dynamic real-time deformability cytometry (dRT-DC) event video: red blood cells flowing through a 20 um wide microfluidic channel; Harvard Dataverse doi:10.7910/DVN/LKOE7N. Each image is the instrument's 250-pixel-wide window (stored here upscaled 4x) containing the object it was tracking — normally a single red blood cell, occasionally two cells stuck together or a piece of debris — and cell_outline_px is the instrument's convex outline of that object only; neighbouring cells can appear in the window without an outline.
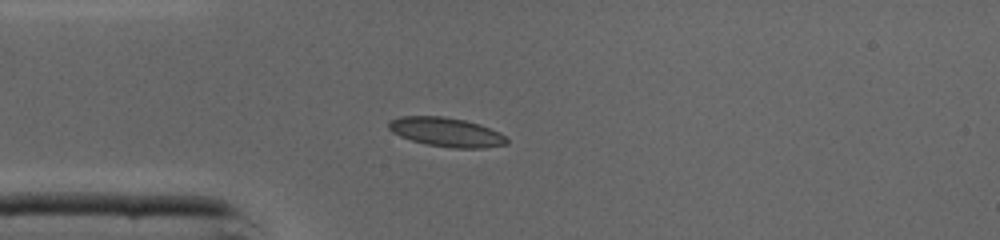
{"species": "common noctule bat (a hibernating species)", "species_latin": "Nyctalus noctula", "temperature_condition": "cold", "stored_images_in_passage": 35, "camera_frame_rate_fps": 3000, "um_per_image_px": 0.085, "animal": {"sex": "male", "body_mass_g": 19.0, "forearm_length_mm": 50.8}, "frame": {"image": 1, "passage_image": 1, "time_ms": 0.0, "image_size_px": [1000, 240], "cell_outline_px": [[508, 144], [484, 148], [452, 148], [424, 144], [400, 136], [392, 132], [388, 128], [388, 120], [400, 116], [444, 116], [464, 120], [480, 124], [500, 132], [508, 140]], "centroid_in_image_um": [37.92, 11.23], "position_along_channel_um": 47.1, "area_um2": 20.23}}
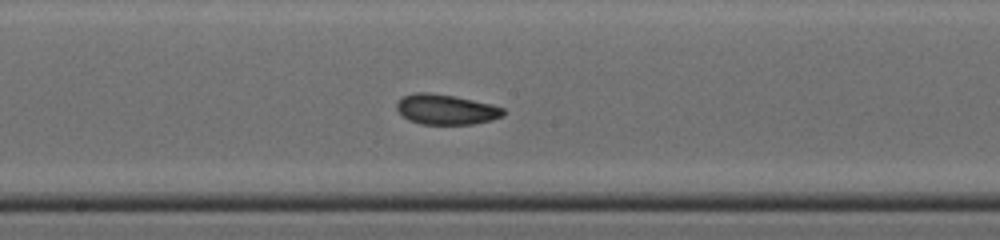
{"frame": {"image": 2, "passage_image": 13, "time_ms": 4.0, "image_size_px": [1000, 240], "cell_outline_px": [[504, 116], [492, 120], [472, 124], [420, 124], [408, 120], [396, 108], [396, 104], [404, 96], [416, 92], [428, 92], [452, 96], [492, 104], [504, 108]], "centroid_in_image_um": [37.93, 9.31], "position_along_channel_um": 210.3, "area_um2": 18.61}}
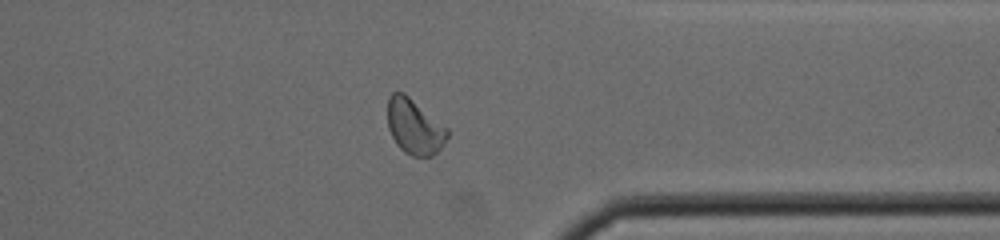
{"frame": {"image": 3, "passage_image": 25, "time_ms": 8.0, "image_size_px": [1000, 240], "cell_outline_px": [[448, 136], [444, 144], [432, 156], [412, 156], [404, 152], [396, 144], [388, 128], [388, 96], [392, 92], [404, 92], [448, 128]], "centroid_in_image_um": [35.22, 10.76], "position_along_channel_um": 376.2, "area_um2": 19.25}, "authors_computed_cell_mechanics": {"area_um2": 19.0162, "velocity_mm_per_s": 4.3329, "shape_relaxation_time_tau1_ms": 6.9572, "shape_relaxation_time_tau2_ms": 1.8229, "deformation_change_tau1": 0.1206, "deformation_change_tau2": 0.0483}}